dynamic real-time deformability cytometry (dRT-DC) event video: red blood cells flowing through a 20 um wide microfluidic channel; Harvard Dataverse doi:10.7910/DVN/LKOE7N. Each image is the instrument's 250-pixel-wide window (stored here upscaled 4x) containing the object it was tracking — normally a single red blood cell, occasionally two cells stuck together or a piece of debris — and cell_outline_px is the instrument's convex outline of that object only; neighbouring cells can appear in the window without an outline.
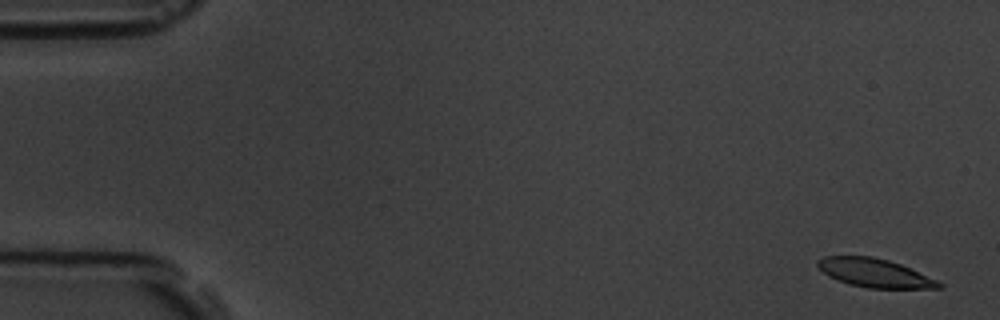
{"species": "common noctule bat (a hibernating species)", "species_latin": "Nyctalus noctula", "temperature_condition": "room temperature", "stored_images_in_passage": 7, "camera_frame_rate_fps": 3000, "um_per_image_px": 0.085, "animal": {"sex": "male", "body_mass_g": 19.5, "forearm_length_mm": 54.6}, "frame": {"image": 1, "passage_image": 1, "time_ms": 0.0, "image_size_px": [1000, 320], "cell_outline_px": [[944, 288], [868, 288], [848, 284], [836, 280], [828, 276], [816, 264], [816, 260], [824, 256], [872, 256], [888, 260], [900, 264], [936, 280], [944, 284]], "centroid_in_image_um": [74.31, 23.2], "position_along_channel_um": 10.7, "area_um2": 20.11}}
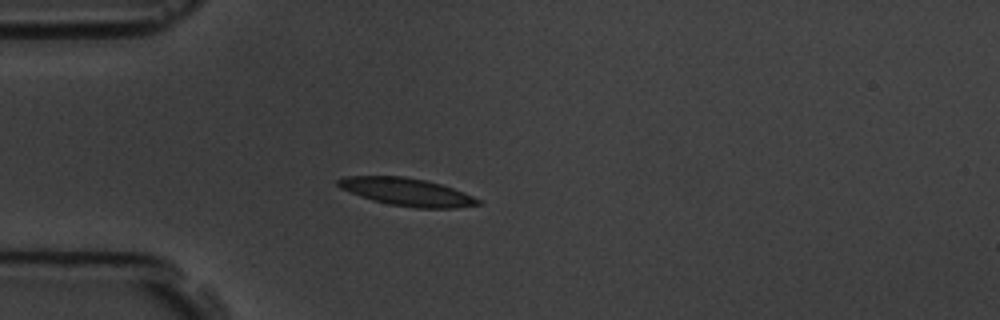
{"frame": {"image": 2, "passage_image": 5, "time_ms": 4.667, "image_size_px": [1000, 320], "cell_outline_px": [[480, 204], [456, 208], [416, 208], [388, 204], [372, 200], [360, 196], [340, 188], [336, 184], [336, 180], [344, 176], [404, 176], [428, 180], [452, 188], [472, 196], [480, 200]], "centroid_in_image_um": [34.54, 16.31], "position_along_channel_um": 50.5, "area_um2": 22.6}}
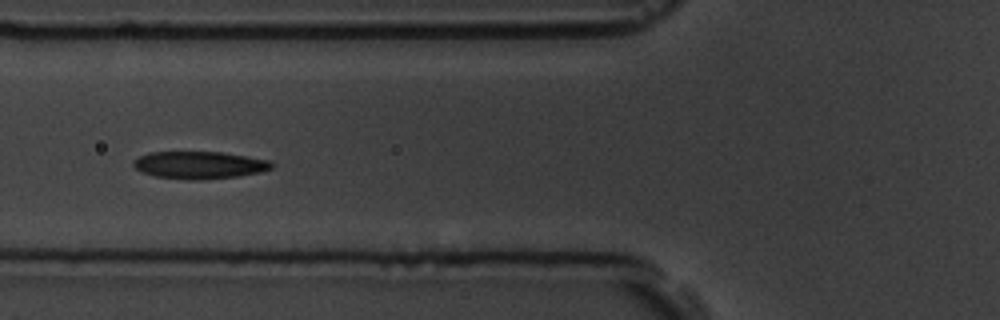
{"frame": {"image": 3, "passage_image": 7, "time_ms": 6.667, "image_size_px": [1000, 320], "cell_outline_px": [[272, 168], [260, 172], [240, 176], [200, 180], [188, 180], [156, 176], [144, 172], [136, 168], [132, 164], [132, 160], [148, 152], [224, 152], [272, 160]], "centroid_in_image_um": [16.98, 14.02], "position_along_channel_um": 108.8, "area_um2": 22.2}}